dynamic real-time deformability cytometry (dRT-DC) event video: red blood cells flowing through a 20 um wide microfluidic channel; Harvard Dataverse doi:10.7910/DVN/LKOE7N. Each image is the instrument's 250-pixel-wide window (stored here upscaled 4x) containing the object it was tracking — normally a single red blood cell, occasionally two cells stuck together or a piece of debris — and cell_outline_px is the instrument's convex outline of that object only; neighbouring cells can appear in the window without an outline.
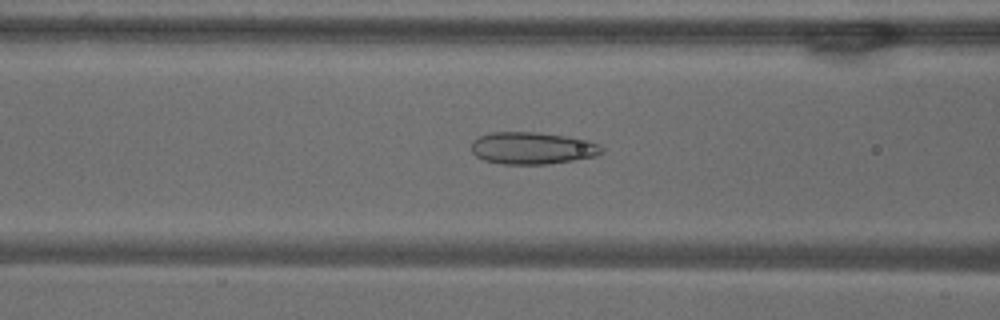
{"species": "common noctule bat (a hibernating species)", "species_latin": "Nyctalus noctula", "temperature_condition": "warm", "stored_images_in_passage": 49, "camera_frame_rate_fps": 3000, "um_per_image_px": 0.085, "animal": {"sex": "male", "body_mass_g": 18.8}, "frame": {"image": 1, "passage_image": 16, "time_ms": 5.0, "image_size_px": [1000, 320], "cell_outline_px": [[604, 152], [596, 156], [572, 160], [544, 164], [504, 164], [484, 160], [476, 156], [472, 152], [472, 140], [480, 136], [492, 132], [540, 132], [588, 140], [600, 144], [604, 148]], "centroid_in_image_um": [45.26, 12.58], "position_along_channel_um": 121.3, "area_um2": 24.39}}
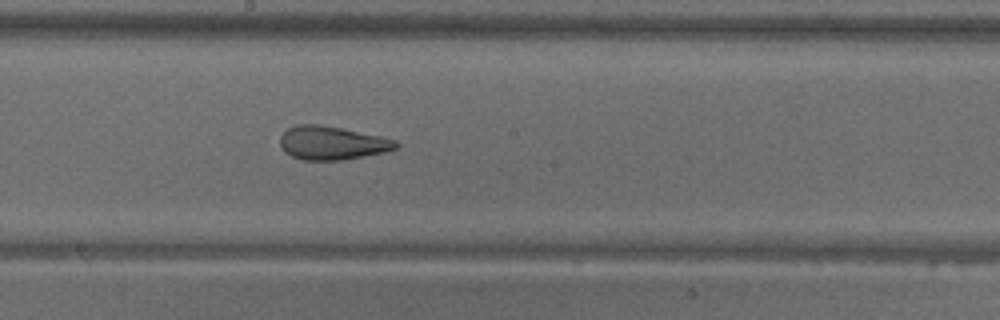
{"frame": {"image": 2, "passage_image": 24, "time_ms": 7.667, "image_size_px": [1000, 320], "cell_outline_px": [[400, 144], [396, 148], [384, 152], [344, 160], [304, 160], [292, 156], [284, 152], [280, 144], [280, 136], [288, 128], [296, 124], [320, 124], [380, 136], [396, 140]], "centroid_in_image_um": [28.2, 12.15], "position_along_channel_um": 220.0, "area_um2": 22.6}}
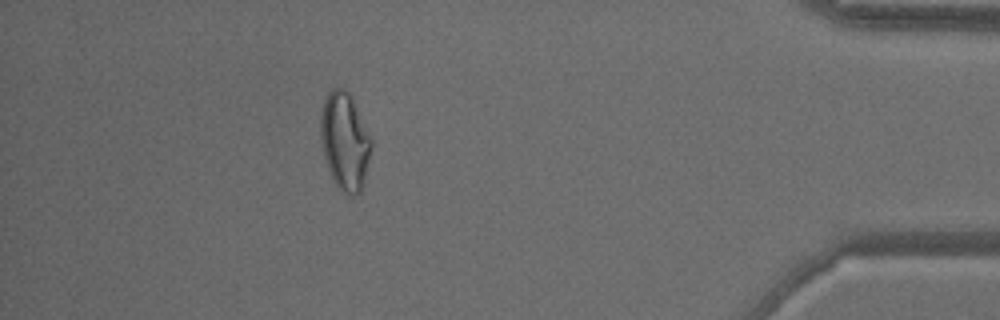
{"frame": {"image": 3, "passage_image": 43, "time_ms": 14.0, "image_size_px": [1000, 320], "cell_outline_px": [[372, 148], [364, 184], [360, 192], [356, 196], [348, 196], [336, 184], [328, 168], [324, 156], [320, 140], [320, 112], [324, 100], [328, 92], [332, 88], [344, 88], [352, 96], [372, 140]], "centroid_in_image_um": [29.31, 11.99], "position_along_channel_um": 405.9, "area_um2": 29.13}, "authors_computed_cell_mechanics": {"area_um2": 26.6458, "velocity_mm_per_s": 3.6888, "shape_relaxation_time_tau1_ms": null, "shape_relaxation_time_tau2_ms": 1.226, "deformation_change_tau1": null, "deformation_change_tau2": 0.0878}}